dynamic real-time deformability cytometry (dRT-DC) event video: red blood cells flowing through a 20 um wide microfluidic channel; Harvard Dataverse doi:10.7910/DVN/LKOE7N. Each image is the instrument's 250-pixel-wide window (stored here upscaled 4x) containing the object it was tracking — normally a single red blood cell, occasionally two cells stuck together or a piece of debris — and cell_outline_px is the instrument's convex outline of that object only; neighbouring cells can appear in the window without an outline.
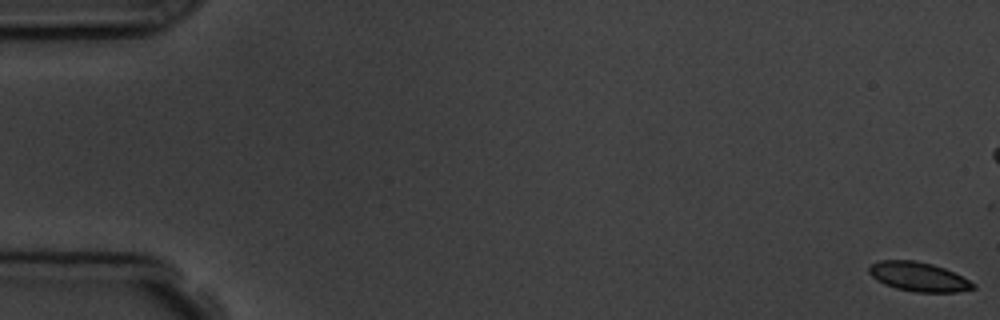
{"species": "common noctule bat (a hibernating species)", "species_latin": "Nyctalus noctula", "temperature_condition": "room temperature", "stored_images_in_passage": 6, "camera_frame_rate_fps": 3000, "um_per_image_px": 0.085, "animal": {"sex": "male", "body_mass_g": 19.5, "forearm_length_mm": 54.6}, "frame": {"image": 1, "passage_image": 1, "time_ms": 0.0, "image_size_px": [1000, 320], "cell_outline_px": [[976, 288], [956, 292], [912, 292], [896, 288], [884, 284], [876, 280], [868, 272], [868, 264], [880, 260], [916, 260], [932, 264], [944, 268], [976, 284]], "centroid_in_image_um": [78.02, 23.52], "position_along_channel_um": 7.0, "area_um2": 17.8}}